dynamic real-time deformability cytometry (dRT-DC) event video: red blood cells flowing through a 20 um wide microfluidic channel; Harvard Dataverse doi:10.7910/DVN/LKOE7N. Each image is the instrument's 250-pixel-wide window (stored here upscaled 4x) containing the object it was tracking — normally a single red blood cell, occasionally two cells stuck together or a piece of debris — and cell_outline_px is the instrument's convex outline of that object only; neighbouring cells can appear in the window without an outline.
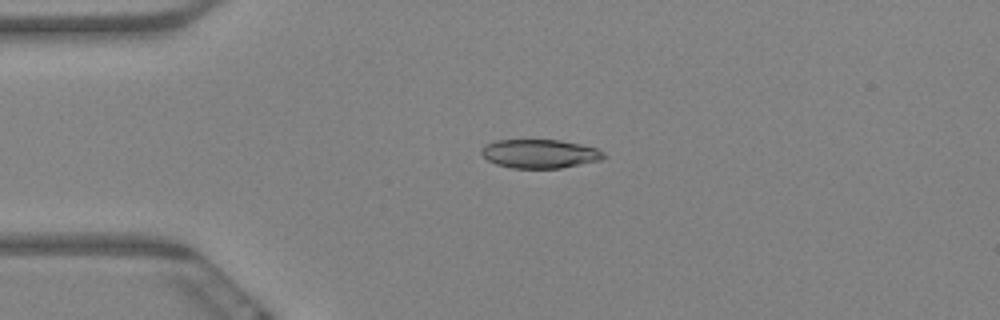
{"species": "Egyptian fruit bat (a non-hibernating species)", "species_latin": "Rousettus aegyptiacus", "temperature_condition": "warm", "stored_images_in_passage": 5, "camera_frame_rate_fps": 3000, "um_per_image_px": 0.085, "animal": {"sex": "female"}, "frame": {"image": 1, "passage_image": 4, "time_ms": 1.0, "image_size_px": [1000, 320], "cell_outline_px": [[608, 156], [604, 160], [560, 168], [512, 168], [496, 164], [488, 160], [480, 152], [488, 144], [496, 140], [560, 140], [580, 144], [596, 148], [604, 152]], "centroid_in_image_um": [45.96, 13.07], "position_along_channel_um": 39.0, "area_um2": 20.52}}